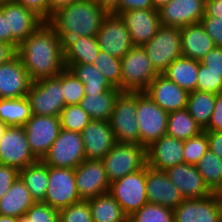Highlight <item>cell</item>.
<instances>
[{"label":"cell","instance_id":"cell-13","mask_svg":"<svg viewBox=\"0 0 222 222\" xmlns=\"http://www.w3.org/2000/svg\"><path fill=\"white\" fill-rule=\"evenodd\" d=\"M23 127L30 150L38 160L47 154L61 130L59 117L34 114Z\"/></svg>","mask_w":222,"mask_h":222},{"label":"cell","instance_id":"cell-46","mask_svg":"<svg viewBox=\"0 0 222 222\" xmlns=\"http://www.w3.org/2000/svg\"><path fill=\"white\" fill-rule=\"evenodd\" d=\"M200 23L213 39L215 46L222 47V18L203 16Z\"/></svg>","mask_w":222,"mask_h":222},{"label":"cell","instance_id":"cell-39","mask_svg":"<svg viewBox=\"0 0 222 222\" xmlns=\"http://www.w3.org/2000/svg\"><path fill=\"white\" fill-rule=\"evenodd\" d=\"M93 65L114 87L121 90V59L100 50L98 56L94 59Z\"/></svg>","mask_w":222,"mask_h":222},{"label":"cell","instance_id":"cell-23","mask_svg":"<svg viewBox=\"0 0 222 222\" xmlns=\"http://www.w3.org/2000/svg\"><path fill=\"white\" fill-rule=\"evenodd\" d=\"M85 159L102 160L116 144L110 122L91 120L81 132Z\"/></svg>","mask_w":222,"mask_h":222},{"label":"cell","instance_id":"cell-11","mask_svg":"<svg viewBox=\"0 0 222 222\" xmlns=\"http://www.w3.org/2000/svg\"><path fill=\"white\" fill-rule=\"evenodd\" d=\"M79 201L75 170L48 166V189L43 202L60 211Z\"/></svg>","mask_w":222,"mask_h":222},{"label":"cell","instance_id":"cell-17","mask_svg":"<svg viewBox=\"0 0 222 222\" xmlns=\"http://www.w3.org/2000/svg\"><path fill=\"white\" fill-rule=\"evenodd\" d=\"M7 18L8 32H11V46L17 51L19 45L44 21L19 2L0 5Z\"/></svg>","mask_w":222,"mask_h":222},{"label":"cell","instance_id":"cell-5","mask_svg":"<svg viewBox=\"0 0 222 222\" xmlns=\"http://www.w3.org/2000/svg\"><path fill=\"white\" fill-rule=\"evenodd\" d=\"M26 97L32 114L59 117L65 107L62 71L57 76L33 81Z\"/></svg>","mask_w":222,"mask_h":222},{"label":"cell","instance_id":"cell-38","mask_svg":"<svg viewBox=\"0 0 222 222\" xmlns=\"http://www.w3.org/2000/svg\"><path fill=\"white\" fill-rule=\"evenodd\" d=\"M61 129L81 133L92 120L90 115L78 105H65L59 115Z\"/></svg>","mask_w":222,"mask_h":222},{"label":"cell","instance_id":"cell-26","mask_svg":"<svg viewBox=\"0 0 222 222\" xmlns=\"http://www.w3.org/2000/svg\"><path fill=\"white\" fill-rule=\"evenodd\" d=\"M180 34L183 57L200 61L215 47L213 39L200 22L181 27Z\"/></svg>","mask_w":222,"mask_h":222},{"label":"cell","instance_id":"cell-7","mask_svg":"<svg viewBox=\"0 0 222 222\" xmlns=\"http://www.w3.org/2000/svg\"><path fill=\"white\" fill-rule=\"evenodd\" d=\"M136 111L137 92L121 91L116 98L109 120L116 142L139 145V128Z\"/></svg>","mask_w":222,"mask_h":222},{"label":"cell","instance_id":"cell-33","mask_svg":"<svg viewBox=\"0 0 222 222\" xmlns=\"http://www.w3.org/2000/svg\"><path fill=\"white\" fill-rule=\"evenodd\" d=\"M65 66L84 84L85 93H103L118 89L93 64L65 63Z\"/></svg>","mask_w":222,"mask_h":222},{"label":"cell","instance_id":"cell-47","mask_svg":"<svg viewBox=\"0 0 222 222\" xmlns=\"http://www.w3.org/2000/svg\"><path fill=\"white\" fill-rule=\"evenodd\" d=\"M28 10L39 16L44 22L50 20L49 0H16Z\"/></svg>","mask_w":222,"mask_h":222},{"label":"cell","instance_id":"cell-15","mask_svg":"<svg viewBox=\"0 0 222 222\" xmlns=\"http://www.w3.org/2000/svg\"><path fill=\"white\" fill-rule=\"evenodd\" d=\"M100 50L121 59L134 45L125 23L116 14H108L96 35Z\"/></svg>","mask_w":222,"mask_h":222},{"label":"cell","instance_id":"cell-57","mask_svg":"<svg viewBox=\"0 0 222 222\" xmlns=\"http://www.w3.org/2000/svg\"><path fill=\"white\" fill-rule=\"evenodd\" d=\"M76 0H49L50 4V18L52 16V13L56 11L57 9L67 6L71 4L72 2H75Z\"/></svg>","mask_w":222,"mask_h":222},{"label":"cell","instance_id":"cell-41","mask_svg":"<svg viewBox=\"0 0 222 222\" xmlns=\"http://www.w3.org/2000/svg\"><path fill=\"white\" fill-rule=\"evenodd\" d=\"M65 105H78L85 95L84 84L68 69L62 70Z\"/></svg>","mask_w":222,"mask_h":222},{"label":"cell","instance_id":"cell-2","mask_svg":"<svg viewBox=\"0 0 222 222\" xmlns=\"http://www.w3.org/2000/svg\"><path fill=\"white\" fill-rule=\"evenodd\" d=\"M107 15L96 0H76L54 11L48 23L64 44L75 37L96 36Z\"/></svg>","mask_w":222,"mask_h":222},{"label":"cell","instance_id":"cell-37","mask_svg":"<svg viewBox=\"0 0 222 222\" xmlns=\"http://www.w3.org/2000/svg\"><path fill=\"white\" fill-rule=\"evenodd\" d=\"M212 193H222V159L208 150L195 165Z\"/></svg>","mask_w":222,"mask_h":222},{"label":"cell","instance_id":"cell-36","mask_svg":"<svg viewBox=\"0 0 222 222\" xmlns=\"http://www.w3.org/2000/svg\"><path fill=\"white\" fill-rule=\"evenodd\" d=\"M216 94L203 91L189 92L187 110L196 123L204 130L215 107Z\"/></svg>","mask_w":222,"mask_h":222},{"label":"cell","instance_id":"cell-34","mask_svg":"<svg viewBox=\"0 0 222 222\" xmlns=\"http://www.w3.org/2000/svg\"><path fill=\"white\" fill-rule=\"evenodd\" d=\"M203 132L189 114L187 108L170 112L168 115L167 133L169 136L185 141Z\"/></svg>","mask_w":222,"mask_h":222},{"label":"cell","instance_id":"cell-19","mask_svg":"<svg viewBox=\"0 0 222 222\" xmlns=\"http://www.w3.org/2000/svg\"><path fill=\"white\" fill-rule=\"evenodd\" d=\"M146 195L149 203L175 209L184 197L170 181L166 171L146 165Z\"/></svg>","mask_w":222,"mask_h":222},{"label":"cell","instance_id":"cell-1","mask_svg":"<svg viewBox=\"0 0 222 222\" xmlns=\"http://www.w3.org/2000/svg\"><path fill=\"white\" fill-rule=\"evenodd\" d=\"M16 53L32 81L57 76L66 68L63 42L48 22L29 35Z\"/></svg>","mask_w":222,"mask_h":222},{"label":"cell","instance_id":"cell-45","mask_svg":"<svg viewBox=\"0 0 222 222\" xmlns=\"http://www.w3.org/2000/svg\"><path fill=\"white\" fill-rule=\"evenodd\" d=\"M25 214L31 222H59V211L44 202H35Z\"/></svg>","mask_w":222,"mask_h":222},{"label":"cell","instance_id":"cell-43","mask_svg":"<svg viewBox=\"0 0 222 222\" xmlns=\"http://www.w3.org/2000/svg\"><path fill=\"white\" fill-rule=\"evenodd\" d=\"M59 222H93L87 200H81L59 211Z\"/></svg>","mask_w":222,"mask_h":222},{"label":"cell","instance_id":"cell-4","mask_svg":"<svg viewBox=\"0 0 222 222\" xmlns=\"http://www.w3.org/2000/svg\"><path fill=\"white\" fill-rule=\"evenodd\" d=\"M101 161L106 170L108 181L112 183L147 165L146 148L134 143L116 142Z\"/></svg>","mask_w":222,"mask_h":222},{"label":"cell","instance_id":"cell-14","mask_svg":"<svg viewBox=\"0 0 222 222\" xmlns=\"http://www.w3.org/2000/svg\"><path fill=\"white\" fill-rule=\"evenodd\" d=\"M174 222H222V195L184 199L174 209Z\"/></svg>","mask_w":222,"mask_h":222},{"label":"cell","instance_id":"cell-56","mask_svg":"<svg viewBox=\"0 0 222 222\" xmlns=\"http://www.w3.org/2000/svg\"><path fill=\"white\" fill-rule=\"evenodd\" d=\"M120 0H96V2L108 13L112 14L119 8Z\"/></svg>","mask_w":222,"mask_h":222},{"label":"cell","instance_id":"cell-40","mask_svg":"<svg viewBox=\"0 0 222 222\" xmlns=\"http://www.w3.org/2000/svg\"><path fill=\"white\" fill-rule=\"evenodd\" d=\"M130 218L134 222H174V210L147 202Z\"/></svg>","mask_w":222,"mask_h":222},{"label":"cell","instance_id":"cell-59","mask_svg":"<svg viewBox=\"0 0 222 222\" xmlns=\"http://www.w3.org/2000/svg\"><path fill=\"white\" fill-rule=\"evenodd\" d=\"M0 222H17V218L6 215H0Z\"/></svg>","mask_w":222,"mask_h":222},{"label":"cell","instance_id":"cell-16","mask_svg":"<svg viewBox=\"0 0 222 222\" xmlns=\"http://www.w3.org/2000/svg\"><path fill=\"white\" fill-rule=\"evenodd\" d=\"M76 188L81 200L109 192L110 182L101 160L85 159L75 169Z\"/></svg>","mask_w":222,"mask_h":222},{"label":"cell","instance_id":"cell-49","mask_svg":"<svg viewBox=\"0 0 222 222\" xmlns=\"http://www.w3.org/2000/svg\"><path fill=\"white\" fill-rule=\"evenodd\" d=\"M199 62L222 76V47L215 46Z\"/></svg>","mask_w":222,"mask_h":222},{"label":"cell","instance_id":"cell-8","mask_svg":"<svg viewBox=\"0 0 222 222\" xmlns=\"http://www.w3.org/2000/svg\"><path fill=\"white\" fill-rule=\"evenodd\" d=\"M142 47L155 70L162 74L175 59L182 57L180 27L161 25Z\"/></svg>","mask_w":222,"mask_h":222},{"label":"cell","instance_id":"cell-29","mask_svg":"<svg viewBox=\"0 0 222 222\" xmlns=\"http://www.w3.org/2000/svg\"><path fill=\"white\" fill-rule=\"evenodd\" d=\"M64 62L93 64L100 48L96 36L75 37L63 44Z\"/></svg>","mask_w":222,"mask_h":222},{"label":"cell","instance_id":"cell-31","mask_svg":"<svg viewBox=\"0 0 222 222\" xmlns=\"http://www.w3.org/2000/svg\"><path fill=\"white\" fill-rule=\"evenodd\" d=\"M87 201L93 222H126L128 219L119 203L109 192Z\"/></svg>","mask_w":222,"mask_h":222},{"label":"cell","instance_id":"cell-60","mask_svg":"<svg viewBox=\"0 0 222 222\" xmlns=\"http://www.w3.org/2000/svg\"><path fill=\"white\" fill-rule=\"evenodd\" d=\"M7 128H8V125H6L3 121L0 120V139L4 135Z\"/></svg>","mask_w":222,"mask_h":222},{"label":"cell","instance_id":"cell-32","mask_svg":"<svg viewBox=\"0 0 222 222\" xmlns=\"http://www.w3.org/2000/svg\"><path fill=\"white\" fill-rule=\"evenodd\" d=\"M30 195L36 202H43L48 189V165L42 160L28 165L19 171Z\"/></svg>","mask_w":222,"mask_h":222},{"label":"cell","instance_id":"cell-12","mask_svg":"<svg viewBox=\"0 0 222 222\" xmlns=\"http://www.w3.org/2000/svg\"><path fill=\"white\" fill-rule=\"evenodd\" d=\"M38 161L30 150L23 126H8L0 139V164L22 170Z\"/></svg>","mask_w":222,"mask_h":222},{"label":"cell","instance_id":"cell-6","mask_svg":"<svg viewBox=\"0 0 222 222\" xmlns=\"http://www.w3.org/2000/svg\"><path fill=\"white\" fill-rule=\"evenodd\" d=\"M168 115L145 91L137 92L139 145L147 148L167 133Z\"/></svg>","mask_w":222,"mask_h":222},{"label":"cell","instance_id":"cell-25","mask_svg":"<svg viewBox=\"0 0 222 222\" xmlns=\"http://www.w3.org/2000/svg\"><path fill=\"white\" fill-rule=\"evenodd\" d=\"M166 173L184 199L206 198L213 194L206 186L195 165L180 163L168 168Z\"/></svg>","mask_w":222,"mask_h":222},{"label":"cell","instance_id":"cell-53","mask_svg":"<svg viewBox=\"0 0 222 222\" xmlns=\"http://www.w3.org/2000/svg\"><path fill=\"white\" fill-rule=\"evenodd\" d=\"M204 16L222 18V0H206Z\"/></svg>","mask_w":222,"mask_h":222},{"label":"cell","instance_id":"cell-63","mask_svg":"<svg viewBox=\"0 0 222 222\" xmlns=\"http://www.w3.org/2000/svg\"><path fill=\"white\" fill-rule=\"evenodd\" d=\"M126 222H134L130 217L126 220Z\"/></svg>","mask_w":222,"mask_h":222},{"label":"cell","instance_id":"cell-3","mask_svg":"<svg viewBox=\"0 0 222 222\" xmlns=\"http://www.w3.org/2000/svg\"><path fill=\"white\" fill-rule=\"evenodd\" d=\"M121 91H145L159 74L142 46H133L121 58Z\"/></svg>","mask_w":222,"mask_h":222},{"label":"cell","instance_id":"cell-9","mask_svg":"<svg viewBox=\"0 0 222 222\" xmlns=\"http://www.w3.org/2000/svg\"><path fill=\"white\" fill-rule=\"evenodd\" d=\"M109 193L130 217L147 202L146 166L110 183Z\"/></svg>","mask_w":222,"mask_h":222},{"label":"cell","instance_id":"cell-55","mask_svg":"<svg viewBox=\"0 0 222 222\" xmlns=\"http://www.w3.org/2000/svg\"><path fill=\"white\" fill-rule=\"evenodd\" d=\"M16 54V50L9 44L0 42V64L7 62Z\"/></svg>","mask_w":222,"mask_h":222},{"label":"cell","instance_id":"cell-20","mask_svg":"<svg viewBox=\"0 0 222 222\" xmlns=\"http://www.w3.org/2000/svg\"><path fill=\"white\" fill-rule=\"evenodd\" d=\"M205 7L206 0H171L158 9L161 25L181 28L199 23Z\"/></svg>","mask_w":222,"mask_h":222},{"label":"cell","instance_id":"cell-54","mask_svg":"<svg viewBox=\"0 0 222 222\" xmlns=\"http://www.w3.org/2000/svg\"><path fill=\"white\" fill-rule=\"evenodd\" d=\"M0 42L11 45V32H8L7 18L0 10Z\"/></svg>","mask_w":222,"mask_h":222},{"label":"cell","instance_id":"cell-48","mask_svg":"<svg viewBox=\"0 0 222 222\" xmlns=\"http://www.w3.org/2000/svg\"><path fill=\"white\" fill-rule=\"evenodd\" d=\"M19 177V170L0 164V199L8 192L13 182Z\"/></svg>","mask_w":222,"mask_h":222},{"label":"cell","instance_id":"cell-27","mask_svg":"<svg viewBox=\"0 0 222 222\" xmlns=\"http://www.w3.org/2000/svg\"><path fill=\"white\" fill-rule=\"evenodd\" d=\"M35 202L26 184L19 176L0 199V215L17 218L24 215Z\"/></svg>","mask_w":222,"mask_h":222},{"label":"cell","instance_id":"cell-42","mask_svg":"<svg viewBox=\"0 0 222 222\" xmlns=\"http://www.w3.org/2000/svg\"><path fill=\"white\" fill-rule=\"evenodd\" d=\"M183 142L184 163H187L189 165H196L209 150L207 133L205 131Z\"/></svg>","mask_w":222,"mask_h":222},{"label":"cell","instance_id":"cell-28","mask_svg":"<svg viewBox=\"0 0 222 222\" xmlns=\"http://www.w3.org/2000/svg\"><path fill=\"white\" fill-rule=\"evenodd\" d=\"M199 61L180 57L175 59L162 73L182 89L192 92L197 90Z\"/></svg>","mask_w":222,"mask_h":222},{"label":"cell","instance_id":"cell-62","mask_svg":"<svg viewBox=\"0 0 222 222\" xmlns=\"http://www.w3.org/2000/svg\"><path fill=\"white\" fill-rule=\"evenodd\" d=\"M16 0H0V5L8 4L10 2H15Z\"/></svg>","mask_w":222,"mask_h":222},{"label":"cell","instance_id":"cell-18","mask_svg":"<svg viewBox=\"0 0 222 222\" xmlns=\"http://www.w3.org/2000/svg\"><path fill=\"white\" fill-rule=\"evenodd\" d=\"M32 82L17 53L0 64V99L27 96Z\"/></svg>","mask_w":222,"mask_h":222},{"label":"cell","instance_id":"cell-50","mask_svg":"<svg viewBox=\"0 0 222 222\" xmlns=\"http://www.w3.org/2000/svg\"><path fill=\"white\" fill-rule=\"evenodd\" d=\"M203 131H222V92L216 94L213 113Z\"/></svg>","mask_w":222,"mask_h":222},{"label":"cell","instance_id":"cell-61","mask_svg":"<svg viewBox=\"0 0 222 222\" xmlns=\"http://www.w3.org/2000/svg\"><path fill=\"white\" fill-rule=\"evenodd\" d=\"M17 222H31L26 214L17 217Z\"/></svg>","mask_w":222,"mask_h":222},{"label":"cell","instance_id":"cell-51","mask_svg":"<svg viewBox=\"0 0 222 222\" xmlns=\"http://www.w3.org/2000/svg\"><path fill=\"white\" fill-rule=\"evenodd\" d=\"M150 8H154L152 0H120L119 8L113 14L119 15L129 10Z\"/></svg>","mask_w":222,"mask_h":222},{"label":"cell","instance_id":"cell-10","mask_svg":"<svg viewBox=\"0 0 222 222\" xmlns=\"http://www.w3.org/2000/svg\"><path fill=\"white\" fill-rule=\"evenodd\" d=\"M85 160L84 142L79 132L61 129L42 161L48 166L75 169Z\"/></svg>","mask_w":222,"mask_h":222},{"label":"cell","instance_id":"cell-21","mask_svg":"<svg viewBox=\"0 0 222 222\" xmlns=\"http://www.w3.org/2000/svg\"><path fill=\"white\" fill-rule=\"evenodd\" d=\"M127 27L134 46H143L161 26L157 9L129 10L119 14Z\"/></svg>","mask_w":222,"mask_h":222},{"label":"cell","instance_id":"cell-58","mask_svg":"<svg viewBox=\"0 0 222 222\" xmlns=\"http://www.w3.org/2000/svg\"><path fill=\"white\" fill-rule=\"evenodd\" d=\"M171 0H152L154 9H160L162 6L168 4Z\"/></svg>","mask_w":222,"mask_h":222},{"label":"cell","instance_id":"cell-35","mask_svg":"<svg viewBox=\"0 0 222 222\" xmlns=\"http://www.w3.org/2000/svg\"><path fill=\"white\" fill-rule=\"evenodd\" d=\"M32 116L27 97L0 99V120L8 126H24Z\"/></svg>","mask_w":222,"mask_h":222},{"label":"cell","instance_id":"cell-24","mask_svg":"<svg viewBox=\"0 0 222 222\" xmlns=\"http://www.w3.org/2000/svg\"><path fill=\"white\" fill-rule=\"evenodd\" d=\"M146 156L148 166L166 171L184 163V142L165 134L146 148Z\"/></svg>","mask_w":222,"mask_h":222},{"label":"cell","instance_id":"cell-22","mask_svg":"<svg viewBox=\"0 0 222 222\" xmlns=\"http://www.w3.org/2000/svg\"><path fill=\"white\" fill-rule=\"evenodd\" d=\"M145 92L167 113L187 108L189 92L163 74H158Z\"/></svg>","mask_w":222,"mask_h":222},{"label":"cell","instance_id":"cell-52","mask_svg":"<svg viewBox=\"0 0 222 222\" xmlns=\"http://www.w3.org/2000/svg\"><path fill=\"white\" fill-rule=\"evenodd\" d=\"M207 133L209 150L222 159V131H205Z\"/></svg>","mask_w":222,"mask_h":222},{"label":"cell","instance_id":"cell-30","mask_svg":"<svg viewBox=\"0 0 222 222\" xmlns=\"http://www.w3.org/2000/svg\"><path fill=\"white\" fill-rule=\"evenodd\" d=\"M120 89H111L103 93H85L80 106L92 120L109 121Z\"/></svg>","mask_w":222,"mask_h":222},{"label":"cell","instance_id":"cell-44","mask_svg":"<svg viewBox=\"0 0 222 222\" xmlns=\"http://www.w3.org/2000/svg\"><path fill=\"white\" fill-rule=\"evenodd\" d=\"M197 90L212 94L222 92V76L199 62Z\"/></svg>","mask_w":222,"mask_h":222}]
</instances>
